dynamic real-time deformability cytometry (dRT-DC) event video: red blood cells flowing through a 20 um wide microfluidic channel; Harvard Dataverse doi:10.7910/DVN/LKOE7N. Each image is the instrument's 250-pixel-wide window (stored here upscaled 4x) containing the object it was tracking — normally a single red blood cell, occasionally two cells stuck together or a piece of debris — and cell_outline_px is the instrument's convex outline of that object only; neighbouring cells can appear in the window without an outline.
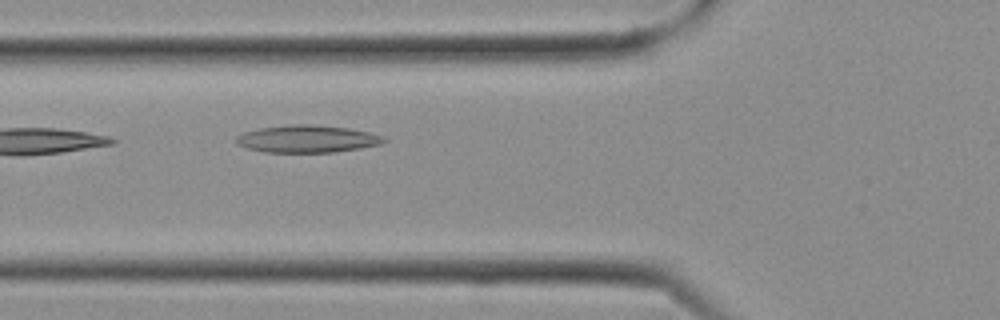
{"species": "Egyptian fruit bat (a non-hibernating species)", "species_latin": "Rousettus aegyptiacus", "temperature_condition": "cold", "stored_images_in_passage": 4, "camera_frame_rate_fps": 3000, "um_per_image_px": 0.085, "frame": {"image": 1, "passage_image": 4, "time_ms": 1.0, "image_size_px": [1000, 320], "cell_outline_px": [[388, 140], [380, 144], [360, 148], [336, 152], [264, 152], [248, 148], [236, 144], [236, 136], [244, 132], [260, 128], [292, 124], [312, 124], [348, 128], [368, 132], [384, 136]], "centroid_in_image_um": [26.12, 11.8], "position_along_channel_um": 99.7, "area_um2": 23.52}}